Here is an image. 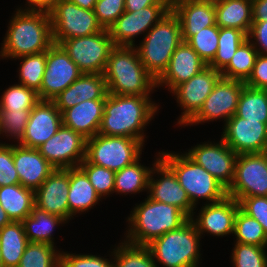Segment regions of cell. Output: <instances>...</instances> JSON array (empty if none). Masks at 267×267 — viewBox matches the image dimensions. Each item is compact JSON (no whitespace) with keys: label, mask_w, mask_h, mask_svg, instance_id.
<instances>
[{"label":"cell","mask_w":267,"mask_h":267,"mask_svg":"<svg viewBox=\"0 0 267 267\" xmlns=\"http://www.w3.org/2000/svg\"><path fill=\"white\" fill-rule=\"evenodd\" d=\"M240 209L256 219L267 235V196L244 197L239 201Z\"/></svg>","instance_id":"48"},{"label":"cell","mask_w":267,"mask_h":267,"mask_svg":"<svg viewBox=\"0 0 267 267\" xmlns=\"http://www.w3.org/2000/svg\"><path fill=\"white\" fill-rule=\"evenodd\" d=\"M100 199L86 173L80 167L69 168V219L93 208Z\"/></svg>","instance_id":"28"},{"label":"cell","mask_w":267,"mask_h":267,"mask_svg":"<svg viewBox=\"0 0 267 267\" xmlns=\"http://www.w3.org/2000/svg\"><path fill=\"white\" fill-rule=\"evenodd\" d=\"M20 184L13 161V145L0 142V187Z\"/></svg>","instance_id":"47"},{"label":"cell","mask_w":267,"mask_h":267,"mask_svg":"<svg viewBox=\"0 0 267 267\" xmlns=\"http://www.w3.org/2000/svg\"><path fill=\"white\" fill-rule=\"evenodd\" d=\"M62 113L50 100H40L30 112L29 120L19 145L38 149L53 137L62 126Z\"/></svg>","instance_id":"20"},{"label":"cell","mask_w":267,"mask_h":267,"mask_svg":"<svg viewBox=\"0 0 267 267\" xmlns=\"http://www.w3.org/2000/svg\"><path fill=\"white\" fill-rule=\"evenodd\" d=\"M247 38L259 54H267V21H253Z\"/></svg>","instance_id":"51"},{"label":"cell","mask_w":267,"mask_h":267,"mask_svg":"<svg viewBox=\"0 0 267 267\" xmlns=\"http://www.w3.org/2000/svg\"><path fill=\"white\" fill-rule=\"evenodd\" d=\"M239 208V202L227 195L218 202L206 203L199 211L198 218L194 219L192 216L190 220L201 237L203 233L224 237L233 234L235 216Z\"/></svg>","instance_id":"21"},{"label":"cell","mask_w":267,"mask_h":267,"mask_svg":"<svg viewBox=\"0 0 267 267\" xmlns=\"http://www.w3.org/2000/svg\"><path fill=\"white\" fill-rule=\"evenodd\" d=\"M27 1H28L27 2L28 7L25 6V9L40 10V0H27Z\"/></svg>","instance_id":"57"},{"label":"cell","mask_w":267,"mask_h":267,"mask_svg":"<svg viewBox=\"0 0 267 267\" xmlns=\"http://www.w3.org/2000/svg\"><path fill=\"white\" fill-rule=\"evenodd\" d=\"M69 168L55 169L35 191V206L47 213L69 219Z\"/></svg>","instance_id":"23"},{"label":"cell","mask_w":267,"mask_h":267,"mask_svg":"<svg viewBox=\"0 0 267 267\" xmlns=\"http://www.w3.org/2000/svg\"><path fill=\"white\" fill-rule=\"evenodd\" d=\"M0 204L11 221L22 222L35 206V191L21 184L1 186Z\"/></svg>","instance_id":"30"},{"label":"cell","mask_w":267,"mask_h":267,"mask_svg":"<svg viewBox=\"0 0 267 267\" xmlns=\"http://www.w3.org/2000/svg\"><path fill=\"white\" fill-rule=\"evenodd\" d=\"M79 167L86 173L90 183L100 197L109 196L114 192L115 172L105 167L91 164L86 158Z\"/></svg>","instance_id":"43"},{"label":"cell","mask_w":267,"mask_h":267,"mask_svg":"<svg viewBox=\"0 0 267 267\" xmlns=\"http://www.w3.org/2000/svg\"><path fill=\"white\" fill-rule=\"evenodd\" d=\"M126 242L146 246L166 232L179 229L190 218L175 205L150 199L136 205L127 218ZM128 234V235H127Z\"/></svg>","instance_id":"4"},{"label":"cell","mask_w":267,"mask_h":267,"mask_svg":"<svg viewBox=\"0 0 267 267\" xmlns=\"http://www.w3.org/2000/svg\"><path fill=\"white\" fill-rule=\"evenodd\" d=\"M227 195L236 201L244 197L267 196V152L237 156L234 180Z\"/></svg>","instance_id":"11"},{"label":"cell","mask_w":267,"mask_h":267,"mask_svg":"<svg viewBox=\"0 0 267 267\" xmlns=\"http://www.w3.org/2000/svg\"><path fill=\"white\" fill-rule=\"evenodd\" d=\"M59 0H40V10H49Z\"/></svg>","instance_id":"56"},{"label":"cell","mask_w":267,"mask_h":267,"mask_svg":"<svg viewBox=\"0 0 267 267\" xmlns=\"http://www.w3.org/2000/svg\"><path fill=\"white\" fill-rule=\"evenodd\" d=\"M218 39L219 27L215 24L197 31L187 43L208 65L217 53Z\"/></svg>","instance_id":"42"},{"label":"cell","mask_w":267,"mask_h":267,"mask_svg":"<svg viewBox=\"0 0 267 267\" xmlns=\"http://www.w3.org/2000/svg\"><path fill=\"white\" fill-rule=\"evenodd\" d=\"M155 4H169L167 0H125V11L135 12Z\"/></svg>","instance_id":"52"},{"label":"cell","mask_w":267,"mask_h":267,"mask_svg":"<svg viewBox=\"0 0 267 267\" xmlns=\"http://www.w3.org/2000/svg\"><path fill=\"white\" fill-rule=\"evenodd\" d=\"M61 252L52 244L28 242L18 267H60Z\"/></svg>","instance_id":"38"},{"label":"cell","mask_w":267,"mask_h":267,"mask_svg":"<svg viewBox=\"0 0 267 267\" xmlns=\"http://www.w3.org/2000/svg\"><path fill=\"white\" fill-rule=\"evenodd\" d=\"M253 21H267V0H252Z\"/></svg>","instance_id":"53"},{"label":"cell","mask_w":267,"mask_h":267,"mask_svg":"<svg viewBox=\"0 0 267 267\" xmlns=\"http://www.w3.org/2000/svg\"><path fill=\"white\" fill-rule=\"evenodd\" d=\"M245 85L267 90V54H259L256 58L253 70Z\"/></svg>","instance_id":"50"},{"label":"cell","mask_w":267,"mask_h":267,"mask_svg":"<svg viewBox=\"0 0 267 267\" xmlns=\"http://www.w3.org/2000/svg\"><path fill=\"white\" fill-rule=\"evenodd\" d=\"M143 143L125 136L96 134L86 139V159L97 166L117 172L134 163L142 154Z\"/></svg>","instance_id":"8"},{"label":"cell","mask_w":267,"mask_h":267,"mask_svg":"<svg viewBox=\"0 0 267 267\" xmlns=\"http://www.w3.org/2000/svg\"><path fill=\"white\" fill-rule=\"evenodd\" d=\"M40 101L38 92L23 84H14L4 91L0 99V110H32Z\"/></svg>","instance_id":"40"},{"label":"cell","mask_w":267,"mask_h":267,"mask_svg":"<svg viewBox=\"0 0 267 267\" xmlns=\"http://www.w3.org/2000/svg\"><path fill=\"white\" fill-rule=\"evenodd\" d=\"M105 100L82 101L62 113L63 125L80 133L86 139L98 134Z\"/></svg>","instance_id":"27"},{"label":"cell","mask_w":267,"mask_h":267,"mask_svg":"<svg viewBox=\"0 0 267 267\" xmlns=\"http://www.w3.org/2000/svg\"><path fill=\"white\" fill-rule=\"evenodd\" d=\"M13 161L20 184L36 191L55 168L40 154L38 149L13 144Z\"/></svg>","instance_id":"24"},{"label":"cell","mask_w":267,"mask_h":267,"mask_svg":"<svg viewBox=\"0 0 267 267\" xmlns=\"http://www.w3.org/2000/svg\"><path fill=\"white\" fill-rule=\"evenodd\" d=\"M233 234L238 243L267 247V235L262 225L240 208L235 216Z\"/></svg>","instance_id":"39"},{"label":"cell","mask_w":267,"mask_h":267,"mask_svg":"<svg viewBox=\"0 0 267 267\" xmlns=\"http://www.w3.org/2000/svg\"><path fill=\"white\" fill-rule=\"evenodd\" d=\"M194 223L189 219L179 229L166 232L146 246L153 259L164 267H198L200 239Z\"/></svg>","instance_id":"7"},{"label":"cell","mask_w":267,"mask_h":267,"mask_svg":"<svg viewBox=\"0 0 267 267\" xmlns=\"http://www.w3.org/2000/svg\"><path fill=\"white\" fill-rule=\"evenodd\" d=\"M65 222L66 220L62 217L47 213L46 211L34 206L31 214L22 221V224L29 242L54 245L52 233L55 226L57 227Z\"/></svg>","instance_id":"32"},{"label":"cell","mask_w":267,"mask_h":267,"mask_svg":"<svg viewBox=\"0 0 267 267\" xmlns=\"http://www.w3.org/2000/svg\"><path fill=\"white\" fill-rule=\"evenodd\" d=\"M28 242L22 222L12 221L0 229L3 267H18Z\"/></svg>","instance_id":"31"},{"label":"cell","mask_w":267,"mask_h":267,"mask_svg":"<svg viewBox=\"0 0 267 267\" xmlns=\"http://www.w3.org/2000/svg\"><path fill=\"white\" fill-rule=\"evenodd\" d=\"M38 151L55 169L79 167L86 157V138L62 124Z\"/></svg>","instance_id":"13"},{"label":"cell","mask_w":267,"mask_h":267,"mask_svg":"<svg viewBox=\"0 0 267 267\" xmlns=\"http://www.w3.org/2000/svg\"><path fill=\"white\" fill-rule=\"evenodd\" d=\"M139 160L140 158L120 171L115 172L114 193L127 195L129 193H140L148 189L152 168L141 165Z\"/></svg>","instance_id":"34"},{"label":"cell","mask_w":267,"mask_h":267,"mask_svg":"<svg viewBox=\"0 0 267 267\" xmlns=\"http://www.w3.org/2000/svg\"><path fill=\"white\" fill-rule=\"evenodd\" d=\"M144 37L139 46H135L143 66L157 80L183 41L178 17L170 10Z\"/></svg>","instance_id":"5"},{"label":"cell","mask_w":267,"mask_h":267,"mask_svg":"<svg viewBox=\"0 0 267 267\" xmlns=\"http://www.w3.org/2000/svg\"><path fill=\"white\" fill-rule=\"evenodd\" d=\"M244 85V81L221 77L199 111L184 126L216 121L218 118L227 122L236 113Z\"/></svg>","instance_id":"14"},{"label":"cell","mask_w":267,"mask_h":267,"mask_svg":"<svg viewBox=\"0 0 267 267\" xmlns=\"http://www.w3.org/2000/svg\"><path fill=\"white\" fill-rule=\"evenodd\" d=\"M113 250L114 267H159L147 246L133 245L124 240Z\"/></svg>","instance_id":"37"},{"label":"cell","mask_w":267,"mask_h":267,"mask_svg":"<svg viewBox=\"0 0 267 267\" xmlns=\"http://www.w3.org/2000/svg\"><path fill=\"white\" fill-rule=\"evenodd\" d=\"M247 39V34L242 30L219 28L218 50L208 66L221 72L229 64L239 46Z\"/></svg>","instance_id":"36"},{"label":"cell","mask_w":267,"mask_h":267,"mask_svg":"<svg viewBox=\"0 0 267 267\" xmlns=\"http://www.w3.org/2000/svg\"><path fill=\"white\" fill-rule=\"evenodd\" d=\"M224 124L221 138L237 155L266 152L267 123L248 121L234 114Z\"/></svg>","instance_id":"17"},{"label":"cell","mask_w":267,"mask_h":267,"mask_svg":"<svg viewBox=\"0 0 267 267\" xmlns=\"http://www.w3.org/2000/svg\"><path fill=\"white\" fill-rule=\"evenodd\" d=\"M60 267H114L113 261L97 255L61 252Z\"/></svg>","instance_id":"49"},{"label":"cell","mask_w":267,"mask_h":267,"mask_svg":"<svg viewBox=\"0 0 267 267\" xmlns=\"http://www.w3.org/2000/svg\"><path fill=\"white\" fill-rule=\"evenodd\" d=\"M235 114L248 121L267 123V90L244 85Z\"/></svg>","instance_id":"33"},{"label":"cell","mask_w":267,"mask_h":267,"mask_svg":"<svg viewBox=\"0 0 267 267\" xmlns=\"http://www.w3.org/2000/svg\"><path fill=\"white\" fill-rule=\"evenodd\" d=\"M170 10V4H155L135 12L125 11L108 29L114 45L135 46L134 37L147 33Z\"/></svg>","instance_id":"15"},{"label":"cell","mask_w":267,"mask_h":267,"mask_svg":"<svg viewBox=\"0 0 267 267\" xmlns=\"http://www.w3.org/2000/svg\"><path fill=\"white\" fill-rule=\"evenodd\" d=\"M18 59L22 62L18 71L19 83L38 92L41 88L46 68V51L37 54L24 55L18 57Z\"/></svg>","instance_id":"41"},{"label":"cell","mask_w":267,"mask_h":267,"mask_svg":"<svg viewBox=\"0 0 267 267\" xmlns=\"http://www.w3.org/2000/svg\"><path fill=\"white\" fill-rule=\"evenodd\" d=\"M76 5L80 6L81 8L87 10H93L97 0H68Z\"/></svg>","instance_id":"54"},{"label":"cell","mask_w":267,"mask_h":267,"mask_svg":"<svg viewBox=\"0 0 267 267\" xmlns=\"http://www.w3.org/2000/svg\"><path fill=\"white\" fill-rule=\"evenodd\" d=\"M31 110H0V135L10 139H17V143L22 139L25 127L29 120Z\"/></svg>","instance_id":"45"},{"label":"cell","mask_w":267,"mask_h":267,"mask_svg":"<svg viewBox=\"0 0 267 267\" xmlns=\"http://www.w3.org/2000/svg\"><path fill=\"white\" fill-rule=\"evenodd\" d=\"M53 43L89 36L101 32L93 10H87L68 0H59L49 10Z\"/></svg>","instance_id":"9"},{"label":"cell","mask_w":267,"mask_h":267,"mask_svg":"<svg viewBox=\"0 0 267 267\" xmlns=\"http://www.w3.org/2000/svg\"><path fill=\"white\" fill-rule=\"evenodd\" d=\"M168 3L172 6L173 4L179 2V1H182V0H167Z\"/></svg>","instance_id":"58"},{"label":"cell","mask_w":267,"mask_h":267,"mask_svg":"<svg viewBox=\"0 0 267 267\" xmlns=\"http://www.w3.org/2000/svg\"><path fill=\"white\" fill-rule=\"evenodd\" d=\"M221 77V72L207 66L171 92L176 95L177 102L184 111L178 124L185 125L199 111Z\"/></svg>","instance_id":"18"},{"label":"cell","mask_w":267,"mask_h":267,"mask_svg":"<svg viewBox=\"0 0 267 267\" xmlns=\"http://www.w3.org/2000/svg\"><path fill=\"white\" fill-rule=\"evenodd\" d=\"M93 11L99 25L108 30L125 12V0H97Z\"/></svg>","instance_id":"46"},{"label":"cell","mask_w":267,"mask_h":267,"mask_svg":"<svg viewBox=\"0 0 267 267\" xmlns=\"http://www.w3.org/2000/svg\"><path fill=\"white\" fill-rule=\"evenodd\" d=\"M158 104L150 96L114 95L107 93L99 134L125 136L145 144V126L157 113Z\"/></svg>","instance_id":"1"},{"label":"cell","mask_w":267,"mask_h":267,"mask_svg":"<svg viewBox=\"0 0 267 267\" xmlns=\"http://www.w3.org/2000/svg\"><path fill=\"white\" fill-rule=\"evenodd\" d=\"M0 57L15 58L47 51L53 44L48 10L17 9L8 24Z\"/></svg>","instance_id":"2"},{"label":"cell","mask_w":267,"mask_h":267,"mask_svg":"<svg viewBox=\"0 0 267 267\" xmlns=\"http://www.w3.org/2000/svg\"><path fill=\"white\" fill-rule=\"evenodd\" d=\"M11 222V219L8 217L7 213L0 204V229H2L5 225L10 224Z\"/></svg>","instance_id":"55"},{"label":"cell","mask_w":267,"mask_h":267,"mask_svg":"<svg viewBox=\"0 0 267 267\" xmlns=\"http://www.w3.org/2000/svg\"><path fill=\"white\" fill-rule=\"evenodd\" d=\"M266 248L235 242L231 261L235 267H267Z\"/></svg>","instance_id":"44"},{"label":"cell","mask_w":267,"mask_h":267,"mask_svg":"<svg viewBox=\"0 0 267 267\" xmlns=\"http://www.w3.org/2000/svg\"><path fill=\"white\" fill-rule=\"evenodd\" d=\"M60 45L82 73L103 74L111 50L115 47L108 30L72 39Z\"/></svg>","instance_id":"10"},{"label":"cell","mask_w":267,"mask_h":267,"mask_svg":"<svg viewBox=\"0 0 267 267\" xmlns=\"http://www.w3.org/2000/svg\"><path fill=\"white\" fill-rule=\"evenodd\" d=\"M103 77L109 94L149 96L156 88V79L143 66L135 46H115Z\"/></svg>","instance_id":"3"},{"label":"cell","mask_w":267,"mask_h":267,"mask_svg":"<svg viewBox=\"0 0 267 267\" xmlns=\"http://www.w3.org/2000/svg\"><path fill=\"white\" fill-rule=\"evenodd\" d=\"M160 159L174 172L194 207L200 198L214 203L227 196V189L186 153L179 155L165 151L160 153Z\"/></svg>","instance_id":"6"},{"label":"cell","mask_w":267,"mask_h":267,"mask_svg":"<svg viewBox=\"0 0 267 267\" xmlns=\"http://www.w3.org/2000/svg\"><path fill=\"white\" fill-rule=\"evenodd\" d=\"M181 24L182 40L188 41L197 31L216 24L214 3L182 0L171 6Z\"/></svg>","instance_id":"26"},{"label":"cell","mask_w":267,"mask_h":267,"mask_svg":"<svg viewBox=\"0 0 267 267\" xmlns=\"http://www.w3.org/2000/svg\"><path fill=\"white\" fill-rule=\"evenodd\" d=\"M258 55L257 50L247 39L239 46L229 64L221 71V76L245 82L251 75Z\"/></svg>","instance_id":"35"},{"label":"cell","mask_w":267,"mask_h":267,"mask_svg":"<svg viewBox=\"0 0 267 267\" xmlns=\"http://www.w3.org/2000/svg\"><path fill=\"white\" fill-rule=\"evenodd\" d=\"M107 86L103 74L82 73L68 88L52 101L63 113L82 101L106 100Z\"/></svg>","instance_id":"25"},{"label":"cell","mask_w":267,"mask_h":267,"mask_svg":"<svg viewBox=\"0 0 267 267\" xmlns=\"http://www.w3.org/2000/svg\"><path fill=\"white\" fill-rule=\"evenodd\" d=\"M207 66L193 48L186 41H182L172 54L167 69L156 80V87L165 85L172 92Z\"/></svg>","instance_id":"22"},{"label":"cell","mask_w":267,"mask_h":267,"mask_svg":"<svg viewBox=\"0 0 267 267\" xmlns=\"http://www.w3.org/2000/svg\"><path fill=\"white\" fill-rule=\"evenodd\" d=\"M158 153L149 178L148 197L158 202L175 205L191 218L194 216L195 207L191 204L174 172L160 159V152ZM155 173L158 174L159 179L153 178Z\"/></svg>","instance_id":"19"},{"label":"cell","mask_w":267,"mask_h":267,"mask_svg":"<svg viewBox=\"0 0 267 267\" xmlns=\"http://www.w3.org/2000/svg\"><path fill=\"white\" fill-rule=\"evenodd\" d=\"M216 25L234 28L247 35L253 23L252 0H221L214 3Z\"/></svg>","instance_id":"29"},{"label":"cell","mask_w":267,"mask_h":267,"mask_svg":"<svg viewBox=\"0 0 267 267\" xmlns=\"http://www.w3.org/2000/svg\"><path fill=\"white\" fill-rule=\"evenodd\" d=\"M82 72L70 59L60 44L53 43L46 51V68L41 88L40 100L52 101L81 76Z\"/></svg>","instance_id":"12"},{"label":"cell","mask_w":267,"mask_h":267,"mask_svg":"<svg viewBox=\"0 0 267 267\" xmlns=\"http://www.w3.org/2000/svg\"><path fill=\"white\" fill-rule=\"evenodd\" d=\"M185 153L215 177L227 190L229 189L234 180L238 155L222 138L218 143L197 144Z\"/></svg>","instance_id":"16"},{"label":"cell","mask_w":267,"mask_h":267,"mask_svg":"<svg viewBox=\"0 0 267 267\" xmlns=\"http://www.w3.org/2000/svg\"><path fill=\"white\" fill-rule=\"evenodd\" d=\"M202 1H207V2L216 3V2H219V1H221V0H202Z\"/></svg>","instance_id":"59"},{"label":"cell","mask_w":267,"mask_h":267,"mask_svg":"<svg viewBox=\"0 0 267 267\" xmlns=\"http://www.w3.org/2000/svg\"><path fill=\"white\" fill-rule=\"evenodd\" d=\"M0 267H3V263H2V256H1V253H0Z\"/></svg>","instance_id":"60"}]
</instances>
